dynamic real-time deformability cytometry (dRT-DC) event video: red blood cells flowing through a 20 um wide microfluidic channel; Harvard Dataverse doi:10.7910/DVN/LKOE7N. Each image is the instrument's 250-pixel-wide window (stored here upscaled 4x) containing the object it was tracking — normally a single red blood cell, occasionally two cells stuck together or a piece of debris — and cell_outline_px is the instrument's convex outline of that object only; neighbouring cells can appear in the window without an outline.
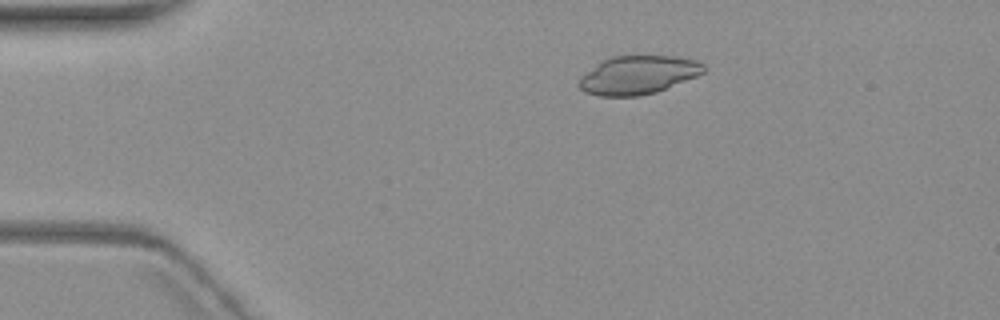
{"species": "common noctule bat (a hibernating species)", "species_latin": "Nyctalus noctula", "temperature_condition": "warm", "stored_images_in_passage": 7, "camera_frame_rate_fps": 3000, "um_per_image_px": 0.085, "animal": {"sex": "female", "body_mass_g": 19.3, "forearm_length_mm": 54.1}, "frame": {"image": 1, "passage_image": 3, "time_ms": 3.667, "image_size_px": [1000, 320], "cell_outline_px": [[704, 72], [696, 76], [656, 92], [640, 96], [600, 96], [584, 92], [576, 84], [580, 76], [604, 60], [612, 56], [672, 56], [696, 60], [704, 64]], "centroid_in_image_um": [54.2, 6.38], "position_along_channel_um": 30.8, "area_um2": 27.74}}
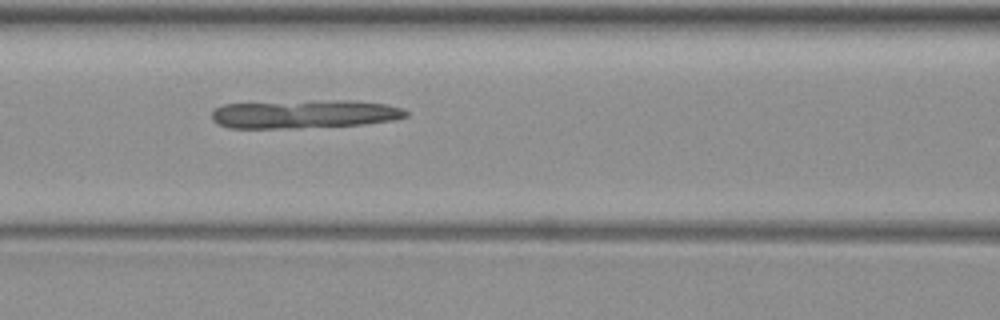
{"frame": {"image": 2, "passage_image": 7, "time_ms": 8.333, "image_size_px": [1000, 320], "cell_outline_px": [[408, 116], [392, 120], [364, 124], [300, 128], [228, 128], [216, 124], [212, 120], [212, 112], [216, 108], [224, 104], [332, 100], [352, 100], [384, 104], [404, 108], [408, 112]], "centroid_in_image_um": [25.87, 9.7], "position_along_channel_um": 140.7, "area_um2": 32.19}}